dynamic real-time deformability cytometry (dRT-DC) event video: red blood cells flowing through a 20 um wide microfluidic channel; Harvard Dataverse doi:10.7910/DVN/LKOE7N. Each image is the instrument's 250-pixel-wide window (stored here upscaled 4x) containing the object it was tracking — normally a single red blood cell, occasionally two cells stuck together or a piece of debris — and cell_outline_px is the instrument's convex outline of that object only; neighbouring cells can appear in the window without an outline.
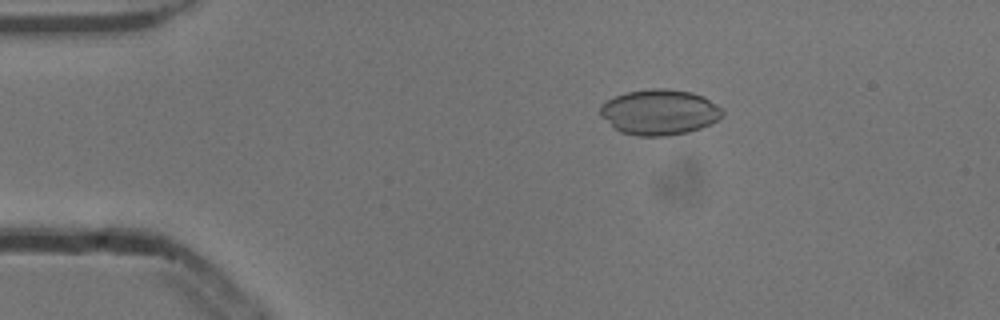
{"species": "common noctule bat (a hibernating species)", "species_latin": "Nyctalus noctula", "temperature_condition": "cold", "stored_images_in_passage": 14, "camera_frame_rate_fps": 3000, "um_per_image_px": 0.085, "animal": {"sex": "male", "body_mass_g": 13.3}, "frame": {"image": 1, "passage_image": 10, "time_ms": 3.0, "image_size_px": [1000, 320], "cell_outline_px": [[724, 116], [700, 128], [688, 132], [668, 136], [640, 136], [620, 132], [612, 128], [600, 116], [600, 104], [624, 92], [652, 88], [664, 88], [692, 92], [704, 96], [724, 108]], "centroid_in_image_um": [56.05, 9.53], "position_along_channel_um": 29.0, "area_um2": 32.83}}